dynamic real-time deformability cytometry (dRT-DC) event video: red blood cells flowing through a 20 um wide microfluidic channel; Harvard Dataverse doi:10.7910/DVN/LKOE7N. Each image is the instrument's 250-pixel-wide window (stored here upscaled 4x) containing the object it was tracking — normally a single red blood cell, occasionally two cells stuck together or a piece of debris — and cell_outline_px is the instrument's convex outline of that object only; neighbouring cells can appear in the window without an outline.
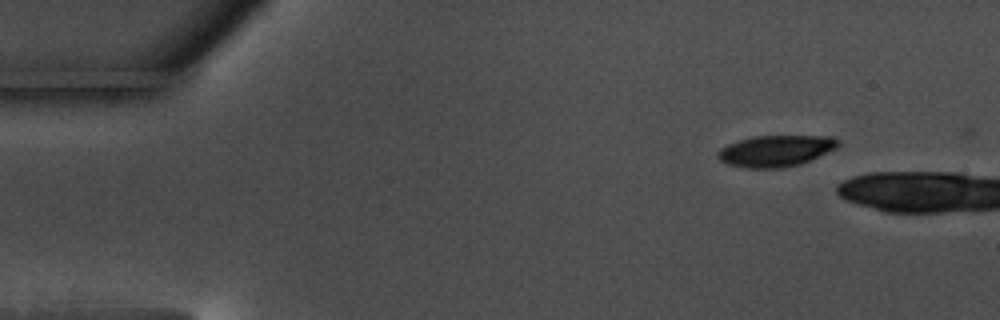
{"species": "common noctule bat (a hibernating species)", "species_latin": "Nyctalus noctula", "temperature_condition": "warm", "stored_images_in_passage": 5, "camera_frame_rate_fps": 3000, "um_per_image_px": 0.085, "animal": {"sex": "male", "body_mass_g": 17.5, "forearm_length_mm": 52.3}, "frame": {"image": 1, "passage_image": 1, "time_ms": 0.0, "image_size_px": [1000, 320], "cell_outline_px": [[840, 144], [836, 148], [800, 164], [784, 168], [744, 168], [728, 164], [720, 160], [716, 156], [716, 152], [720, 148], [728, 144], [752, 136], [828, 136], [840, 140]], "centroid_in_image_um": [65.91, 12.83], "position_along_channel_um": 19.1, "area_um2": 21.96}}